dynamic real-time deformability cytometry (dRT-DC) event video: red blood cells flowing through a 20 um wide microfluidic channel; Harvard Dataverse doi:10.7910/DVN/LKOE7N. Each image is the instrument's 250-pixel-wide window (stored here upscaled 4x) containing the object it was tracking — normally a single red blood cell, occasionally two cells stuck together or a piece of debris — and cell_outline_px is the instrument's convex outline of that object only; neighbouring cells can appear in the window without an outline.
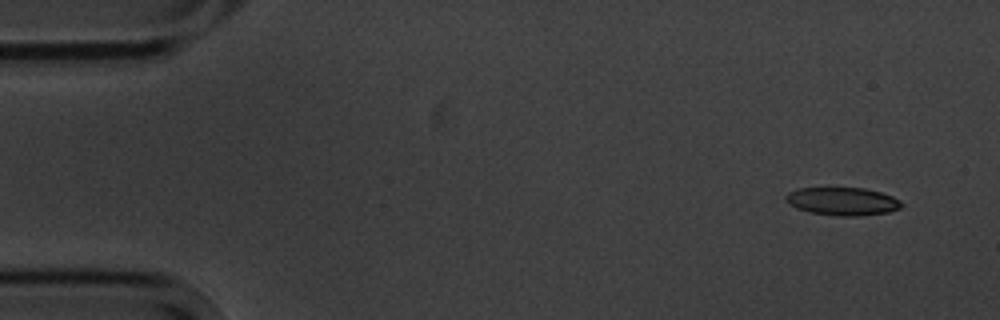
{"species": "common noctule bat (a hibernating species)", "species_latin": "Nyctalus noctula", "temperature_condition": "cold", "stored_images_in_passage": 5, "camera_frame_rate_fps": 3000, "um_per_image_px": 0.085, "animal": {"sex": "male", "body_mass_g": 20.1, "forearm_length_mm": 53.5}, "frame": {"image": 1, "passage_image": 1, "time_ms": 0.0, "image_size_px": [1000, 320], "cell_outline_px": [[904, 204], [900, 208], [888, 212], [856, 216], [840, 216], [808, 212], [796, 208], [784, 200], [784, 196], [788, 192], [796, 188], [864, 188], [880, 192], [892, 196], [900, 200]], "centroid_in_image_um": [71.59, 17.11], "position_along_channel_um": 13.4, "area_um2": 18.96}}
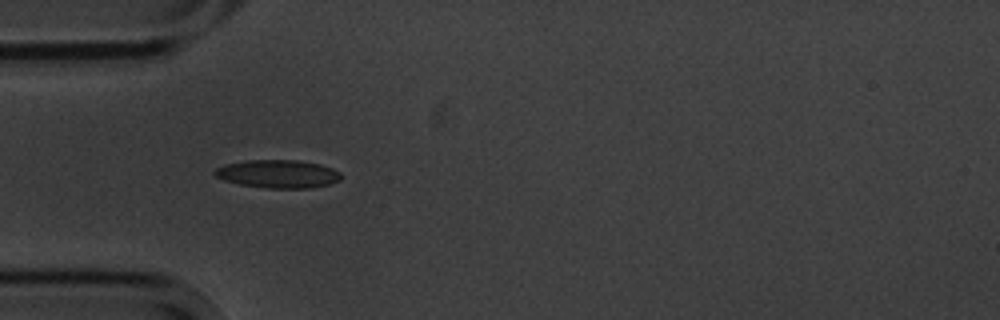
{"frame": {"image": 2, "passage_image": 4, "time_ms": 4.333, "image_size_px": [1000, 320], "cell_outline_px": [[340, 180], [328, 184], [308, 188], [268, 188], [240, 184], [224, 180], [216, 176], [212, 172], [216, 168], [224, 164], [248, 160], [296, 160], [320, 164], [332, 168], [340, 172]], "centroid_in_image_um": [23.6, 14.77], "position_along_channel_um": 61.4, "area_um2": 20.58}}
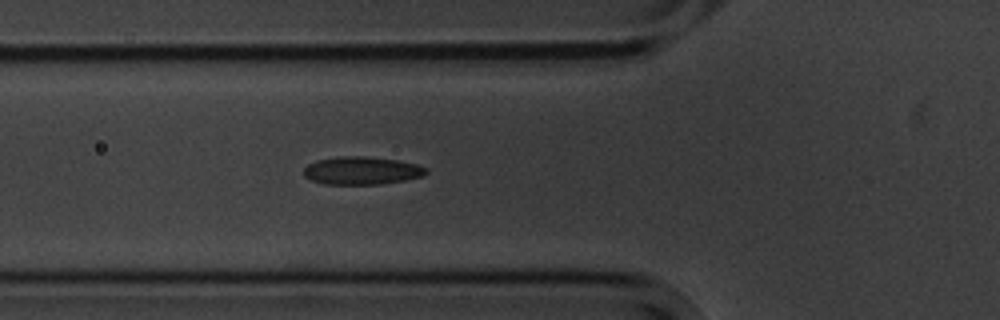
{"frame": {"image": 3, "passage_image": 5, "time_ms": 5.333, "image_size_px": [1000, 320], "cell_outline_px": [[428, 172], [424, 176], [404, 180], [380, 184], [324, 184], [312, 180], [304, 176], [304, 168], [308, 164], [316, 160], [340, 156], [364, 156], [396, 160], [416, 164], [428, 168]], "centroid_in_image_um": [30.75, 14.5], "position_along_channel_um": 95.0, "area_um2": 19.88}}